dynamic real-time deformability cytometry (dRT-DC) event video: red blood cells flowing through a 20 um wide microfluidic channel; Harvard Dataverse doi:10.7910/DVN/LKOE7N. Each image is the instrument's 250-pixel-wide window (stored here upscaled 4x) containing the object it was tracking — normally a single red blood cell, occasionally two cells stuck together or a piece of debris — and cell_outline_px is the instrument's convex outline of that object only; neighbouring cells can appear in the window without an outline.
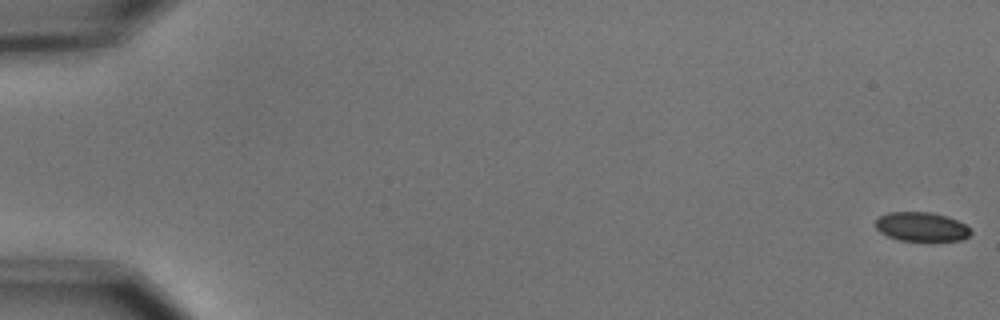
{"species": "common noctule bat (a hibernating species)", "species_latin": "Nyctalus noctula", "temperature_condition": "cold", "stored_images_in_passage": 12, "camera_frame_rate_fps": 3000, "um_per_image_px": 0.085, "animal": {"sex": "male", "body_mass_g": 15.6}, "frame": {"image": 1, "passage_image": 1, "time_ms": 0.0, "image_size_px": [1000, 320], "cell_outline_px": [[972, 232], [968, 236], [960, 240], [900, 240], [888, 236], [880, 232], [876, 228], [876, 220], [880, 216], [888, 212], [932, 212], [948, 216], [964, 224]], "centroid_in_image_um": [78.31, 19.26], "position_along_channel_um": 6.7, "area_um2": 15.95}}